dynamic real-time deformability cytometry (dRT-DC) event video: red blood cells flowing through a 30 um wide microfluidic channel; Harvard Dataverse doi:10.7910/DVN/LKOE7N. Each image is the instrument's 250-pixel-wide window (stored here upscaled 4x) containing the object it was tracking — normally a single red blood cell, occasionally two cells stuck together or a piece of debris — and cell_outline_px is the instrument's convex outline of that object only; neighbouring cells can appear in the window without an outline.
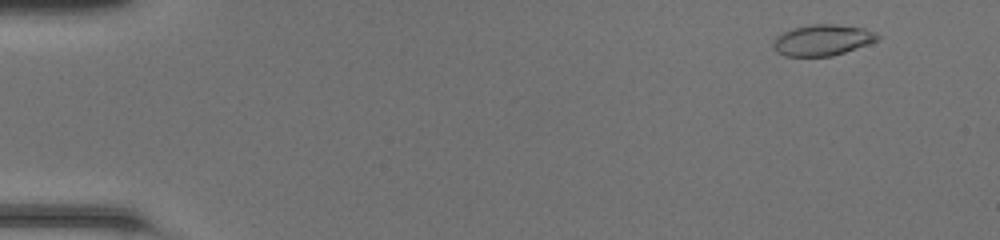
{"species": "common noctule bat (a hibernating species)", "species_latin": "Nyctalus noctula", "temperature_condition": "room temperature", "stored_images_in_passage": 49, "camera_frame_rate_fps": 3000, "um_per_image_px": 0.085, "animal": {"sex": "female", "body_mass_g": 20.0, "forearm_length_mm": 54.0}, "frame": {"image": 1, "passage_image": 4, "time_ms": 1.0, "image_size_px": [1000, 240], "cell_outline_px": [[880, 40], [832, 56], [784, 56], [776, 52], [772, 48], [772, 40], [776, 36], [792, 28], [808, 24], [832, 24], [864, 28], [876, 32], [880, 36]], "centroid_in_image_um": [69.88, 3.4], "position_along_channel_um": 15.1, "area_um2": 19.07}}
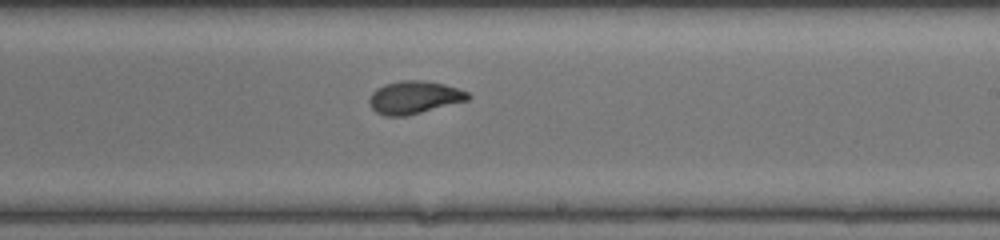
{"frame": {"image": 2, "passage_image": 30, "time_ms": 9.667, "image_size_px": [1000, 240], "cell_outline_px": [[472, 96], [468, 100], [404, 116], [384, 116], [376, 112], [368, 104], [368, 100], [372, 92], [376, 88], [384, 84], [404, 80], [424, 80], [444, 84], [468, 92]], "centroid_in_image_um": [35.17, 8.27], "position_along_channel_um": 253.8, "area_um2": 18.79}}
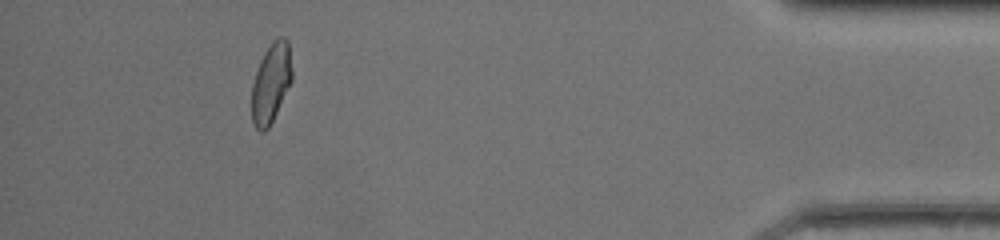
{"frame": {"image": 3, "passage_image": 45, "time_ms": 14.667, "image_size_px": [1000, 240], "cell_outline_px": [[292, 80], [268, 128], [264, 132], [260, 132], [256, 128], [252, 120], [252, 84], [260, 60], [264, 52], [272, 40], [276, 36], [284, 36], [288, 40], [292, 68]], "centroid_in_image_um": [23.04, 7.0], "position_along_channel_um": 412.2, "area_um2": 18.67}, "authors_computed_cell_mechanics": {"area_um2": 18.785, "velocity_mm_per_s": 4.2933, "shape_relaxation_time_tau1_ms": 7.3597, "shape_relaxation_time_tau2_ms": 0.8797, "deformation_change_tau1": 0.2352, "deformation_change_tau2": 0.0589}}